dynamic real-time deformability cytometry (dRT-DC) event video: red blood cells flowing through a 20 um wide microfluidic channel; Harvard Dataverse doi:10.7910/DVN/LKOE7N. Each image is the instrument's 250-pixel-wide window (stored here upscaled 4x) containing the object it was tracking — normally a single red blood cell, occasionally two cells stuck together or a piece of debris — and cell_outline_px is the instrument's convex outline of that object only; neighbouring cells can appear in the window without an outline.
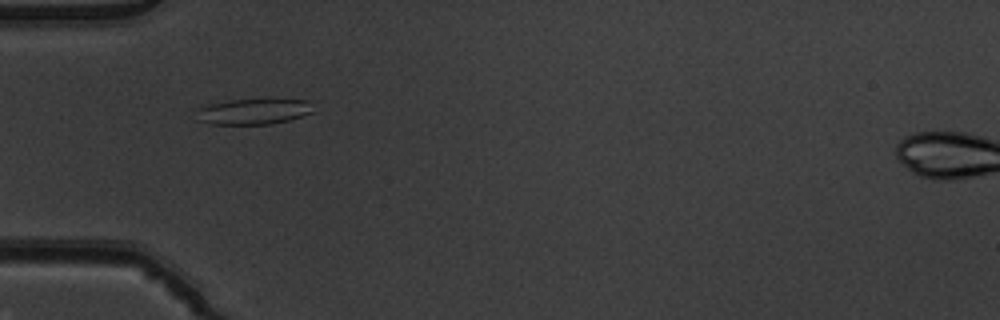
{"species": "common noctule bat (a hibernating species)", "species_latin": "Nyctalus noctula", "temperature_condition": "warm", "stored_images_in_passage": 37, "camera_frame_rate_fps": 3000, "um_per_image_px": 0.085, "animal": {"sex": "male", "body_mass_g": 19.5, "forearm_length_mm": 54.6}, "frame": {"image": 1, "passage_image": 2, "time_ms": 0.333, "image_size_px": [1000, 320], "cell_outline_px": [[312, 112], [288, 120], [272, 124], [208, 124], [196, 120], [196, 108], [208, 104], [232, 100], [268, 96], [272, 96], [308, 100]], "centroid_in_image_um": [21.52, 9.42], "position_along_channel_um": 63.5, "area_um2": 18.44}}
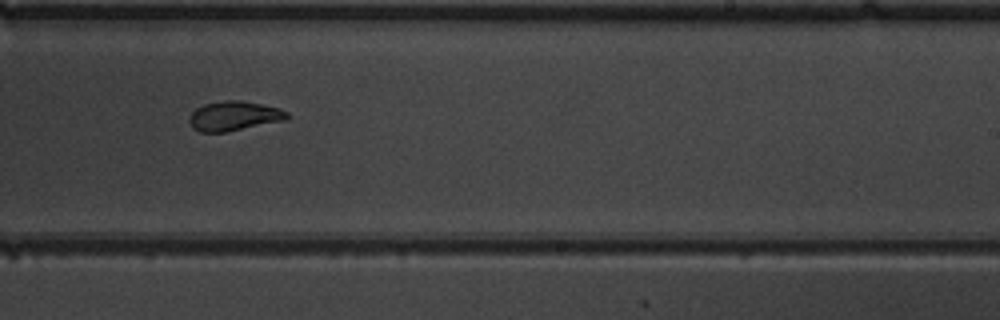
{"frame": {"image": 2, "passage_image": 18, "time_ms": 5.667, "image_size_px": [1000, 320], "cell_outline_px": [[292, 116], [288, 120], [224, 132], [200, 132], [192, 128], [188, 120], [192, 112], [196, 108], [204, 104], [224, 100], [240, 100], [280, 108], [288, 112]], "centroid_in_image_um": [19.92, 9.86], "position_along_channel_um": 269.1, "area_um2": 16.99}}
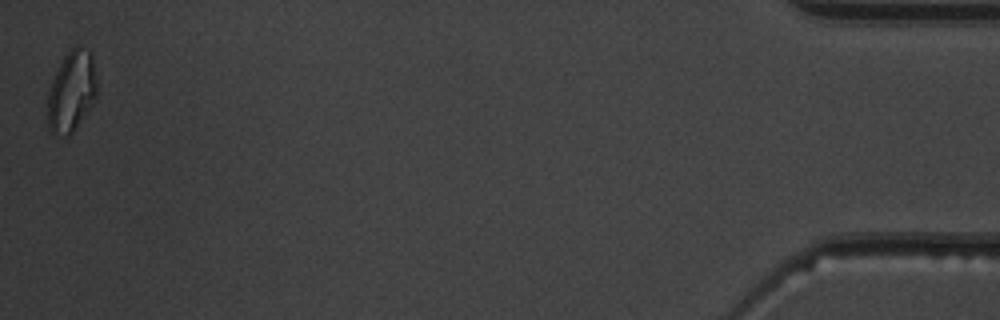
{"frame": {"image": 3, "passage_image": 37, "time_ms": 12.0, "image_size_px": [1000, 320], "cell_outline_px": [[96, 96], [92, 104], [72, 132], [68, 136], [64, 136], [52, 132], [48, 128], [48, 92], [52, 80], [64, 56], [72, 48], [80, 44], [88, 48], [92, 52], [96, 80]], "centroid_in_image_um": [6.09, 7.72], "position_along_channel_um": 429.1, "area_um2": 23.06}, "authors_computed_cell_mechanics": {"area_um2": 17.2244, "velocity_mm_per_s": 3.9139, "shape_relaxation_time_tau1_ms": 8.6168, "shape_relaxation_time_tau2_ms": 1.1303, "deformation_change_tau1": 0.231, "deformation_change_tau2": 0.0563}}